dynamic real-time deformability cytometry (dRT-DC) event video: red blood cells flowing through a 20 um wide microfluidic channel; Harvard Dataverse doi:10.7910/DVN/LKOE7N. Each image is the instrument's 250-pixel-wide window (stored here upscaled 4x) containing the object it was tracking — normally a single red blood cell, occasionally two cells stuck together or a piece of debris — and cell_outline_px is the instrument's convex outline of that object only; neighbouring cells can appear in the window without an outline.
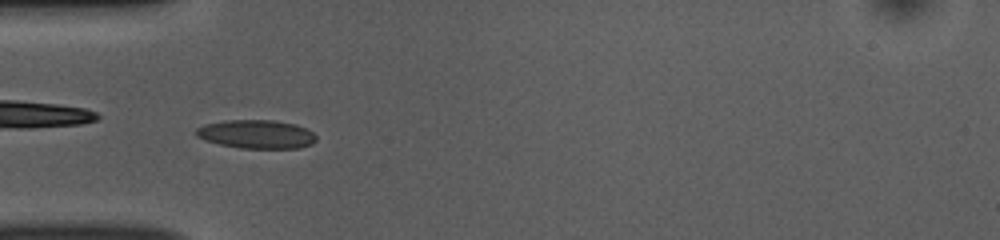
{"species": "common noctule bat (a hibernating species)", "species_latin": "Nyctalus noctula", "temperature_condition": "room temperature", "stored_images_in_passage": 51, "camera_frame_rate_fps": 3000, "um_per_image_px": 0.085, "animal": {"sex": "female", "body_mass_g": 10.0, "forearm_length_mm": 53.1}, "frame": {"image": 1, "passage_image": 15, "time_ms": 4.667, "image_size_px": [1000, 240], "cell_outline_px": [[316, 140], [312, 144], [300, 148], [240, 148], [220, 144], [204, 140], [196, 136], [196, 128], [204, 124], [224, 120], [272, 120], [296, 124], [312, 132], [316, 136]], "centroid_in_image_um": [21.78, 11.4], "position_along_channel_um": 63.2, "area_um2": 20.06}}
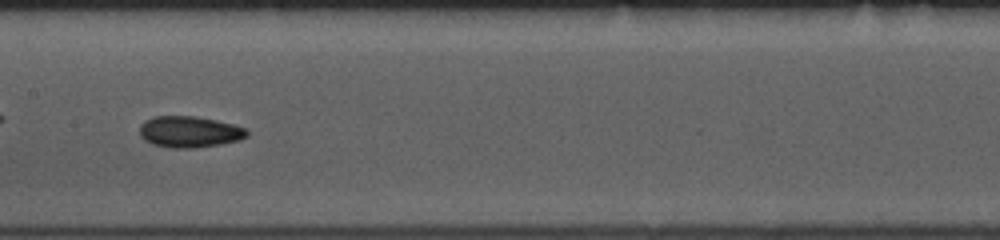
{"frame": {"image": 2, "passage_image": 25, "time_ms": 8.0, "image_size_px": [1000, 240], "cell_outline_px": [[248, 136], [240, 140], [220, 144], [196, 148], [172, 148], [152, 144], [144, 140], [140, 136], [140, 124], [144, 120], [152, 116], [196, 116], [216, 120], [248, 128]], "centroid_in_image_um": [16.1, 11.2], "position_along_channel_um": 191.3, "area_um2": 19.83}}
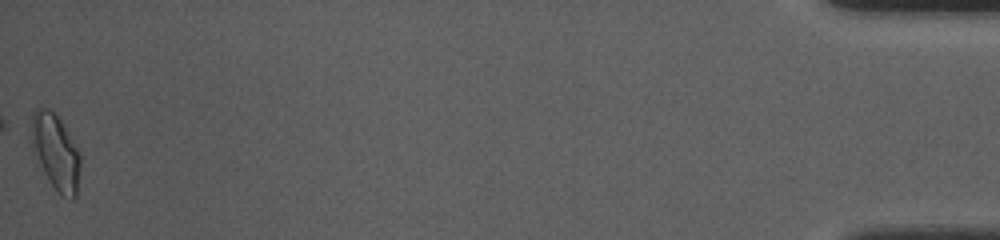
{"frame": {"image": 3, "passage_image": 51, "time_ms": 16.667, "image_size_px": [1000, 240], "cell_outline_px": [[80, 164], [76, 196], [72, 200], [64, 196], [48, 180], [32, 152], [28, 124], [32, 112], [36, 108], [48, 108], [60, 120], [76, 148], [80, 156]], "centroid_in_image_um": [4.65, 12.87], "position_along_channel_um": 430.5, "area_um2": 21.56}, "authors_computed_cell_mechanics": {"area_um2": 18.8428, "velocity_mm_per_s": 3.857, "shape_relaxation_time_tau1_ms": 10.4583, "shape_relaxation_time_tau2_ms": 4.5383, "deformation_change_tau1": 0.17, "deformation_change_tau2": 0.1118}}